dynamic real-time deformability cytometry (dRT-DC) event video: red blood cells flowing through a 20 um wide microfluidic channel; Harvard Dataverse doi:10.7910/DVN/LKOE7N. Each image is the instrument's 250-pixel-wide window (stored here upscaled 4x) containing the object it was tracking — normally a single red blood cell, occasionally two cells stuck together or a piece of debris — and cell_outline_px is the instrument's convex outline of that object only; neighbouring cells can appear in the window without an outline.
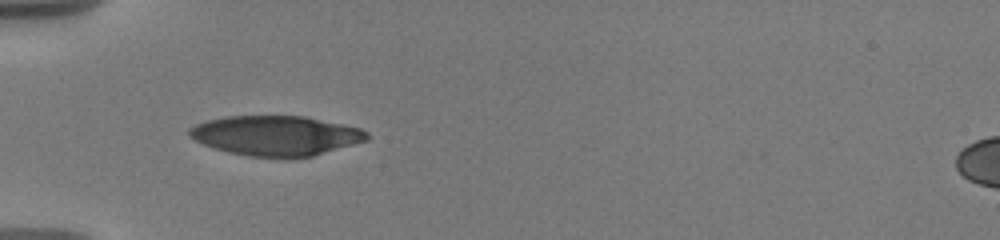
{"species": "human", "species_latin": "Homo sapiens", "temperature_condition": "warm", "stored_images_in_passage": 10, "camera_frame_rate_fps": 3000, "um_per_image_px": 0.085, "donor": {"sex": "male"}, "frame": {"image": 1, "passage_image": 7, "time_ms": 6.0, "image_size_px": [1000, 240], "cell_outline_px": [[368, 140], [312, 156], [280, 160], [248, 156], [228, 152], [204, 144], [188, 136], [188, 128], [196, 124], [208, 120], [224, 116], [304, 116], [360, 128], [368, 132]], "centroid_in_image_um": [23.44, 11.55], "position_along_channel_um": 61.6, "area_um2": 41.62}}
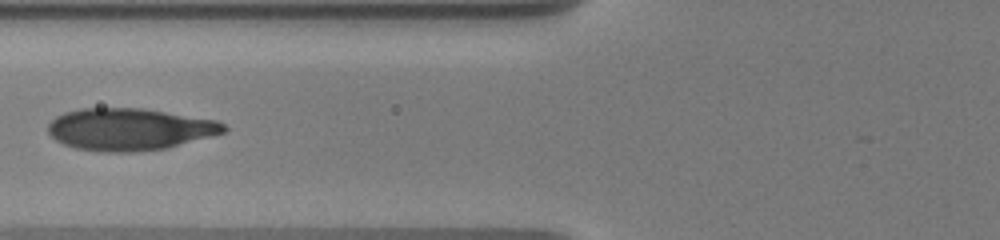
{"frame": {"image": 2, "passage_image": 9, "time_ms": 7.667, "image_size_px": [1000, 240], "cell_outline_px": [[228, 128], [224, 132], [168, 148], [132, 152], [104, 152], [76, 148], [64, 144], [56, 140], [48, 132], [48, 124], [56, 116], [64, 112], [80, 108], [144, 108], [216, 120], [224, 124]], "centroid_in_image_um": [10.99, 10.98], "position_along_channel_um": 114.8, "area_um2": 43.06}}